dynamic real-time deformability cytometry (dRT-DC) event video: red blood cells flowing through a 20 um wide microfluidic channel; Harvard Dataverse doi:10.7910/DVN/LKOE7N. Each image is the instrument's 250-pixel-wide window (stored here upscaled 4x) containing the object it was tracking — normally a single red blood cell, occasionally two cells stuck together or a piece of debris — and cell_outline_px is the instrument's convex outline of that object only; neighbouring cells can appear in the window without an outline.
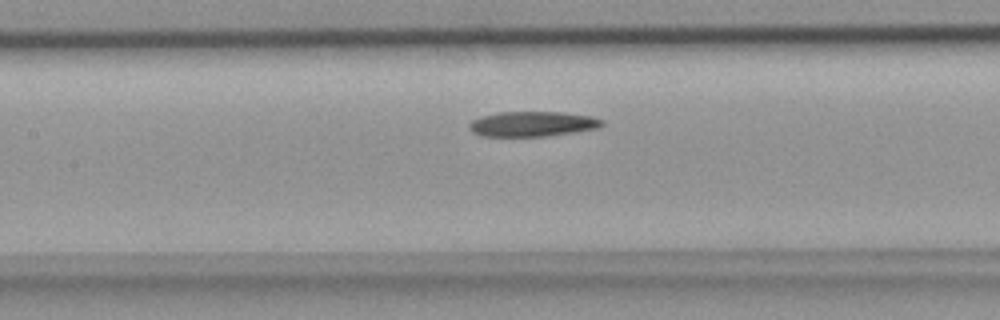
{"species": "common noctule bat (a hibernating species)", "species_latin": "Nyctalus noctula", "temperature_condition": "room temperature", "stored_images_in_passage": 6, "camera_frame_rate_fps": 3000, "um_per_image_px": 0.085, "animal": {"sex": "female", "body_mass_g": 18.4}, "frame": {"image": 1, "passage_image": 6, "time_ms": 1.667, "image_size_px": [1000, 320], "cell_outline_px": [[604, 124], [600, 128], [544, 136], [480, 136], [472, 132], [468, 128], [468, 124], [472, 120], [480, 116], [500, 112], [564, 112], [592, 116], [604, 120]], "centroid_in_image_um": [45.25, 10.53], "position_along_channel_um": 162.1, "area_um2": 19.54}}